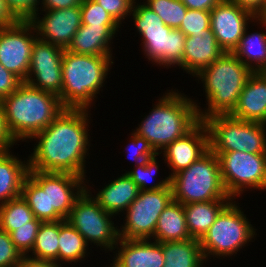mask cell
<instances>
[{"mask_svg":"<svg viewBox=\"0 0 266 267\" xmlns=\"http://www.w3.org/2000/svg\"><path fill=\"white\" fill-rule=\"evenodd\" d=\"M88 111L64 109L41 132L31 139H39L28 164L29 170L66 172L85 178V156L89 146Z\"/></svg>","mask_w":266,"mask_h":267,"instance_id":"obj_1","label":"cell"},{"mask_svg":"<svg viewBox=\"0 0 266 267\" xmlns=\"http://www.w3.org/2000/svg\"><path fill=\"white\" fill-rule=\"evenodd\" d=\"M84 180L72 173L29 170L21 196L36 219L42 222L66 220L75 200L86 189Z\"/></svg>","mask_w":266,"mask_h":267,"instance_id":"obj_2","label":"cell"},{"mask_svg":"<svg viewBox=\"0 0 266 267\" xmlns=\"http://www.w3.org/2000/svg\"><path fill=\"white\" fill-rule=\"evenodd\" d=\"M0 102L6 128L14 142L31 139L65 109L57 95L36 89L26 82Z\"/></svg>","mask_w":266,"mask_h":267,"instance_id":"obj_3","label":"cell"},{"mask_svg":"<svg viewBox=\"0 0 266 267\" xmlns=\"http://www.w3.org/2000/svg\"><path fill=\"white\" fill-rule=\"evenodd\" d=\"M198 110L199 106L181 93H166L134 132L144 137L157 154H161L159 149L162 151L182 138L200 122Z\"/></svg>","mask_w":266,"mask_h":267,"instance_id":"obj_4","label":"cell"},{"mask_svg":"<svg viewBox=\"0 0 266 267\" xmlns=\"http://www.w3.org/2000/svg\"><path fill=\"white\" fill-rule=\"evenodd\" d=\"M253 71L234 53L224 52L213 63L203 68L196 77L202 79L208 110H198L200 121L213 115H229ZM207 111V112H206Z\"/></svg>","mask_w":266,"mask_h":267,"instance_id":"obj_5","label":"cell"},{"mask_svg":"<svg viewBox=\"0 0 266 267\" xmlns=\"http://www.w3.org/2000/svg\"><path fill=\"white\" fill-rule=\"evenodd\" d=\"M111 57L64 50L59 99L65 109H88L94 96L103 87L109 66L113 64Z\"/></svg>","mask_w":266,"mask_h":267,"instance_id":"obj_6","label":"cell"},{"mask_svg":"<svg viewBox=\"0 0 266 267\" xmlns=\"http://www.w3.org/2000/svg\"><path fill=\"white\" fill-rule=\"evenodd\" d=\"M173 200L183 205L193 202H207L232 199L224 187L217 155L209 150L170 178Z\"/></svg>","mask_w":266,"mask_h":267,"instance_id":"obj_7","label":"cell"},{"mask_svg":"<svg viewBox=\"0 0 266 267\" xmlns=\"http://www.w3.org/2000/svg\"><path fill=\"white\" fill-rule=\"evenodd\" d=\"M135 27L142 36L147 58L165 66L180 65L185 48L186 35L180 29H172L145 3L133 5Z\"/></svg>","mask_w":266,"mask_h":267,"instance_id":"obj_8","label":"cell"},{"mask_svg":"<svg viewBox=\"0 0 266 267\" xmlns=\"http://www.w3.org/2000/svg\"><path fill=\"white\" fill-rule=\"evenodd\" d=\"M203 122L212 152L266 154V124L238 120L230 115H213Z\"/></svg>","mask_w":266,"mask_h":267,"instance_id":"obj_9","label":"cell"},{"mask_svg":"<svg viewBox=\"0 0 266 267\" xmlns=\"http://www.w3.org/2000/svg\"><path fill=\"white\" fill-rule=\"evenodd\" d=\"M238 207L235 201L234 204L230 201L220 211L215 222L200 240L205 260L210 254L217 258L237 254L239 248L254 237L253 226Z\"/></svg>","mask_w":266,"mask_h":267,"instance_id":"obj_10","label":"cell"},{"mask_svg":"<svg viewBox=\"0 0 266 267\" xmlns=\"http://www.w3.org/2000/svg\"><path fill=\"white\" fill-rule=\"evenodd\" d=\"M88 191L86 188L75 200L66 220L83 236L87 245L90 241L111 251L116 244L118 246L119 240L118 229L111 221L113 214L106 212Z\"/></svg>","mask_w":266,"mask_h":267,"instance_id":"obj_11","label":"cell"},{"mask_svg":"<svg viewBox=\"0 0 266 267\" xmlns=\"http://www.w3.org/2000/svg\"><path fill=\"white\" fill-rule=\"evenodd\" d=\"M214 153L219 160L224 187L232 200L247 187L266 189V154L238 151Z\"/></svg>","mask_w":266,"mask_h":267,"instance_id":"obj_12","label":"cell"},{"mask_svg":"<svg viewBox=\"0 0 266 267\" xmlns=\"http://www.w3.org/2000/svg\"><path fill=\"white\" fill-rule=\"evenodd\" d=\"M172 200L171 186L159 190L140 191L126 210V223L121 230L118 229L119 238L150 240L154 236L161 212Z\"/></svg>","mask_w":266,"mask_h":267,"instance_id":"obj_13","label":"cell"},{"mask_svg":"<svg viewBox=\"0 0 266 267\" xmlns=\"http://www.w3.org/2000/svg\"><path fill=\"white\" fill-rule=\"evenodd\" d=\"M35 30L30 20H19L16 24L0 28V63L23 82L29 72ZM30 31V32H29Z\"/></svg>","mask_w":266,"mask_h":267,"instance_id":"obj_14","label":"cell"},{"mask_svg":"<svg viewBox=\"0 0 266 267\" xmlns=\"http://www.w3.org/2000/svg\"><path fill=\"white\" fill-rule=\"evenodd\" d=\"M63 53V48L37 37L32 46L29 72L25 82L36 89L59 97L62 91Z\"/></svg>","mask_w":266,"mask_h":267,"instance_id":"obj_15","label":"cell"},{"mask_svg":"<svg viewBox=\"0 0 266 267\" xmlns=\"http://www.w3.org/2000/svg\"><path fill=\"white\" fill-rule=\"evenodd\" d=\"M249 19L257 18L231 0H222L210 11V28L224 52L237 48Z\"/></svg>","mask_w":266,"mask_h":267,"instance_id":"obj_16","label":"cell"},{"mask_svg":"<svg viewBox=\"0 0 266 267\" xmlns=\"http://www.w3.org/2000/svg\"><path fill=\"white\" fill-rule=\"evenodd\" d=\"M44 11L42 19L39 20L37 14L30 19L36 30L34 33L42 36L39 39L66 50L81 26L80 6Z\"/></svg>","mask_w":266,"mask_h":267,"instance_id":"obj_17","label":"cell"},{"mask_svg":"<svg viewBox=\"0 0 266 267\" xmlns=\"http://www.w3.org/2000/svg\"><path fill=\"white\" fill-rule=\"evenodd\" d=\"M210 150L209 133L206 124L200 121L182 138L170 143L163 153L173 171L169 177L187 169L193 162L200 159Z\"/></svg>","mask_w":266,"mask_h":267,"instance_id":"obj_18","label":"cell"},{"mask_svg":"<svg viewBox=\"0 0 266 267\" xmlns=\"http://www.w3.org/2000/svg\"><path fill=\"white\" fill-rule=\"evenodd\" d=\"M230 116L266 124V72H253Z\"/></svg>","mask_w":266,"mask_h":267,"instance_id":"obj_19","label":"cell"},{"mask_svg":"<svg viewBox=\"0 0 266 267\" xmlns=\"http://www.w3.org/2000/svg\"><path fill=\"white\" fill-rule=\"evenodd\" d=\"M223 53L211 28L202 30L185 38V48L179 66L195 76Z\"/></svg>","mask_w":266,"mask_h":267,"instance_id":"obj_20","label":"cell"},{"mask_svg":"<svg viewBox=\"0 0 266 267\" xmlns=\"http://www.w3.org/2000/svg\"><path fill=\"white\" fill-rule=\"evenodd\" d=\"M148 241L119 238L120 249L111 267H163L165 262L161 242Z\"/></svg>","mask_w":266,"mask_h":267,"instance_id":"obj_21","label":"cell"},{"mask_svg":"<svg viewBox=\"0 0 266 267\" xmlns=\"http://www.w3.org/2000/svg\"><path fill=\"white\" fill-rule=\"evenodd\" d=\"M118 28L119 25L81 24L66 50L76 54L112 56L109 43Z\"/></svg>","mask_w":266,"mask_h":267,"instance_id":"obj_22","label":"cell"},{"mask_svg":"<svg viewBox=\"0 0 266 267\" xmlns=\"http://www.w3.org/2000/svg\"><path fill=\"white\" fill-rule=\"evenodd\" d=\"M139 187L125 173L106 185L94 198L98 204L113 215L126 211L129 205L139 195Z\"/></svg>","mask_w":266,"mask_h":267,"instance_id":"obj_23","label":"cell"},{"mask_svg":"<svg viewBox=\"0 0 266 267\" xmlns=\"http://www.w3.org/2000/svg\"><path fill=\"white\" fill-rule=\"evenodd\" d=\"M28 172V160L23 163L9 150L0 152V205L21 196Z\"/></svg>","mask_w":266,"mask_h":267,"instance_id":"obj_24","label":"cell"},{"mask_svg":"<svg viewBox=\"0 0 266 267\" xmlns=\"http://www.w3.org/2000/svg\"><path fill=\"white\" fill-rule=\"evenodd\" d=\"M231 199L193 202L184 205L187 229L192 239L201 240Z\"/></svg>","mask_w":266,"mask_h":267,"instance_id":"obj_25","label":"cell"},{"mask_svg":"<svg viewBox=\"0 0 266 267\" xmlns=\"http://www.w3.org/2000/svg\"><path fill=\"white\" fill-rule=\"evenodd\" d=\"M154 237L155 241L161 243L191 239L182 203L172 200L161 212Z\"/></svg>","mask_w":266,"mask_h":267,"instance_id":"obj_26","label":"cell"},{"mask_svg":"<svg viewBox=\"0 0 266 267\" xmlns=\"http://www.w3.org/2000/svg\"><path fill=\"white\" fill-rule=\"evenodd\" d=\"M164 256L163 267H202L204 255L200 240L162 242Z\"/></svg>","mask_w":266,"mask_h":267,"instance_id":"obj_27","label":"cell"},{"mask_svg":"<svg viewBox=\"0 0 266 267\" xmlns=\"http://www.w3.org/2000/svg\"><path fill=\"white\" fill-rule=\"evenodd\" d=\"M247 29L233 53L253 72H266V34H248ZM252 62L256 64L253 66Z\"/></svg>","mask_w":266,"mask_h":267,"instance_id":"obj_28","label":"cell"},{"mask_svg":"<svg viewBox=\"0 0 266 267\" xmlns=\"http://www.w3.org/2000/svg\"><path fill=\"white\" fill-rule=\"evenodd\" d=\"M59 221L42 222L36 235L35 243L32 248L31 260L51 262L60 266L58 261L59 250ZM34 255V257H33Z\"/></svg>","mask_w":266,"mask_h":267,"instance_id":"obj_29","label":"cell"},{"mask_svg":"<svg viewBox=\"0 0 266 267\" xmlns=\"http://www.w3.org/2000/svg\"><path fill=\"white\" fill-rule=\"evenodd\" d=\"M58 261L78 262L85 257L87 243L83 236L67 221H59Z\"/></svg>","mask_w":266,"mask_h":267,"instance_id":"obj_30","label":"cell"},{"mask_svg":"<svg viewBox=\"0 0 266 267\" xmlns=\"http://www.w3.org/2000/svg\"><path fill=\"white\" fill-rule=\"evenodd\" d=\"M34 213L22 196L0 205V229L9 234L23 225H30Z\"/></svg>","mask_w":266,"mask_h":267,"instance_id":"obj_31","label":"cell"},{"mask_svg":"<svg viewBox=\"0 0 266 267\" xmlns=\"http://www.w3.org/2000/svg\"><path fill=\"white\" fill-rule=\"evenodd\" d=\"M145 4L172 29L180 27L188 9L180 0H147Z\"/></svg>","mask_w":266,"mask_h":267,"instance_id":"obj_32","label":"cell"},{"mask_svg":"<svg viewBox=\"0 0 266 267\" xmlns=\"http://www.w3.org/2000/svg\"><path fill=\"white\" fill-rule=\"evenodd\" d=\"M156 156L147 164L143 166H136V169L128 171L126 174L136 183L140 191L159 190L170 185V177L163 179L160 182L154 183L150 187L147 185L151 178H153L154 171L158 170V164L156 162Z\"/></svg>","mask_w":266,"mask_h":267,"instance_id":"obj_33","label":"cell"},{"mask_svg":"<svg viewBox=\"0 0 266 267\" xmlns=\"http://www.w3.org/2000/svg\"><path fill=\"white\" fill-rule=\"evenodd\" d=\"M80 8L81 24H91V26L119 25L95 0H83Z\"/></svg>","mask_w":266,"mask_h":267,"instance_id":"obj_34","label":"cell"},{"mask_svg":"<svg viewBox=\"0 0 266 267\" xmlns=\"http://www.w3.org/2000/svg\"><path fill=\"white\" fill-rule=\"evenodd\" d=\"M41 223V220L34 218L30 225H23L10 233L14 245L24 256L32 250Z\"/></svg>","mask_w":266,"mask_h":267,"instance_id":"obj_35","label":"cell"},{"mask_svg":"<svg viewBox=\"0 0 266 267\" xmlns=\"http://www.w3.org/2000/svg\"><path fill=\"white\" fill-rule=\"evenodd\" d=\"M180 29L185 35L192 36L202 30L210 29V11L187 9Z\"/></svg>","mask_w":266,"mask_h":267,"instance_id":"obj_36","label":"cell"},{"mask_svg":"<svg viewBox=\"0 0 266 267\" xmlns=\"http://www.w3.org/2000/svg\"><path fill=\"white\" fill-rule=\"evenodd\" d=\"M24 258L10 234L0 229V267H18Z\"/></svg>","mask_w":266,"mask_h":267,"instance_id":"obj_37","label":"cell"},{"mask_svg":"<svg viewBox=\"0 0 266 267\" xmlns=\"http://www.w3.org/2000/svg\"><path fill=\"white\" fill-rule=\"evenodd\" d=\"M131 137V143L133 148L131 147L130 149V147L128 146L127 151H131L130 154H132L133 159L136 160V166L147 165L155 155H158L152 148L150 143L144 137L138 135L135 132L132 133Z\"/></svg>","mask_w":266,"mask_h":267,"instance_id":"obj_38","label":"cell"},{"mask_svg":"<svg viewBox=\"0 0 266 267\" xmlns=\"http://www.w3.org/2000/svg\"><path fill=\"white\" fill-rule=\"evenodd\" d=\"M107 11L113 19L120 25L121 20L125 19L128 13L131 15L135 0H95Z\"/></svg>","mask_w":266,"mask_h":267,"instance_id":"obj_39","label":"cell"},{"mask_svg":"<svg viewBox=\"0 0 266 267\" xmlns=\"http://www.w3.org/2000/svg\"><path fill=\"white\" fill-rule=\"evenodd\" d=\"M8 7L20 20H30L39 14L37 5L40 0H5ZM37 11V12H36Z\"/></svg>","mask_w":266,"mask_h":267,"instance_id":"obj_40","label":"cell"},{"mask_svg":"<svg viewBox=\"0 0 266 267\" xmlns=\"http://www.w3.org/2000/svg\"><path fill=\"white\" fill-rule=\"evenodd\" d=\"M23 81L0 63V101L19 88Z\"/></svg>","mask_w":266,"mask_h":267,"instance_id":"obj_41","label":"cell"},{"mask_svg":"<svg viewBox=\"0 0 266 267\" xmlns=\"http://www.w3.org/2000/svg\"><path fill=\"white\" fill-rule=\"evenodd\" d=\"M242 9L252 13L256 18L263 12L266 6V0H231Z\"/></svg>","mask_w":266,"mask_h":267,"instance_id":"obj_42","label":"cell"},{"mask_svg":"<svg viewBox=\"0 0 266 267\" xmlns=\"http://www.w3.org/2000/svg\"><path fill=\"white\" fill-rule=\"evenodd\" d=\"M15 142L10 136L4 120V113L0 102V152L10 150L9 147L14 145Z\"/></svg>","mask_w":266,"mask_h":267,"instance_id":"obj_43","label":"cell"},{"mask_svg":"<svg viewBox=\"0 0 266 267\" xmlns=\"http://www.w3.org/2000/svg\"><path fill=\"white\" fill-rule=\"evenodd\" d=\"M20 19L8 7L5 0H0V28L16 24Z\"/></svg>","mask_w":266,"mask_h":267,"instance_id":"obj_44","label":"cell"},{"mask_svg":"<svg viewBox=\"0 0 266 267\" xmlns=\"http://www.w3.org/2000/svg\"><path fill=\"white\" fill-rule=\"evenodd\" d=\"M188 9L211 11L222 0H180Z\"/></svg>","mask_w":266,"mask_h":267,"instance_id":"obj_45","label":"cell"},{"mask_svg":"<svg viewBox=\"0 0 266 267\" xmlns=\"http://www.w3.org/2000/svg\"><path fill=\"white\" fill-rule=\"evenodd\" d=\"M83 0H43L44 10L66 9L80 6Z\"/></svg>","mask_w":266,"mask_h":267,"instance_id":"obj_46","label":"cell"},{"mask_svg":"<svg viewBox=\"0 0 266 267\" xmlns=\"http://www.w3.org/2000/svg\"><path fill=\"white\" fill-rule=\"evenodd\" d=\"M18 267H62V266H58L55 263L51 262L35 261L25 257L22 260V262L18 265Z\"/></svg>","mask_w":266,"mask_h":267,"instance_id":"obj_47","label":"cell"},{"mask_svg":"<svg viewBox=\"0 0 266 267\" xmlns=\"http://www.w3.org/2000/svg\"><path fill=\"white\" fill-rule=\"evenodd\" d=\"M257 19L260 21L261 24H263L264 26L266 25V6Z\"/></svg>","mask_w":266,"mask_h":267,"instance_id":"obj_48","label":"cell"}]
</instances>
